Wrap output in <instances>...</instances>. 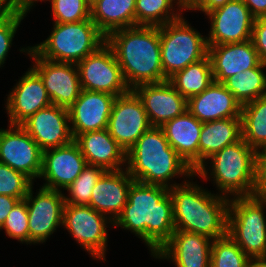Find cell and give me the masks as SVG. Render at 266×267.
I'll return each instance as SVG.
<instances>
[{
	"instance_id": "cell-25",
	"label": "cell",
	"mask_w": 266,
	"mask_h": 267,
	"mask_svg": "<svg viewBox=\"0 0 266 267\" xmlns=\"http://www.w3.org/2000/svg\"><path fill=\"white\" fill-rule=\"evenodd\" d=\"M203 123L188 110L161 128L170 146L196 171L199 168V139Z\"/></svg>"
},
{
	"instance_id": "cell-31",
	"label": "cell",
	"mask_w": 266,
	"mask_h": 267,
	"mask_svg": "<svg viewBox=\"0 0 266 267\" xmlns=\"http://www.w3.org/2000/svg\"><path fill=\"white\" fill-rule=\"evenodd\" d=\"M266 64L238 72L227 78L223 84L244 105L257 98L266 96V74L263 72Z\"/></svg>"
},
{
	"instance_id": "cell-47",
	"label": "cell",
	"mask_w": 266,
	"mask_h": 267,
	"mask_svg": "<svg viewBox=\"0 0 266 267\" xmlns=\"http://www.w3.org/2000/svg\"><path fill=\"white\" fill-rule=\"evenodd\" d=\"M233 0H216V8L224 6L227 2H230Z\"/></svg>"
},
{
	"instance_id": "cell-13",
	"label": "cell",
	"mask_w": 266,
	"mask_h": 267,
	"mask_svg": "<svg viewBox=\"0 0 266 267\" xmlns=\"http://www.w3.org/2000/svg\"><path fill=\"white\" fill-rule=\"evenodd\" d=\"M33 196V186L24 198L28 211L29 244L46 242L56 228L63 224L65 205L62 191L40 187Z\"/></svg>"
},
{
	"instance_id": "cell-28",
	"label": "cell",
	"mask_w": 266,
	"mask_h": 267,
	"mask_svg": "<svg viewBox=\"0 0 266 267\" xmlns=\"http://www.w3.org/2000/svg\"><path fill=\"white\" fill-rule=\"evenodd\" d=\"M136 0H98L91 7V20L107 37L111 32L135 26Z\"/></svg>"
},
{
	"instance_id": "cell-27",
	"label": "cell",
	"mask_w": 266,
	"mask_h": 267,
	"mask_svg": "<svg viewBox=\"0 0 266 267\" xmlns=\"http://www.w3.org/2000/svg\"><path fill=\"white\" fill-rule=\"evenodd\" d=\"M241 138V117L203 123L199 139V168H207L209 157Z\"/></svg>"
},
{
	"instance_id": "cell-37",
	"label": "cell",
	"mask_w": 266,
	"mask_h": 267,
	"mask_svg": "<svg viewBox=\"0 0 266 267\" xmlns=\"http://www.w3.org/2000/svg\"><path fill=\"white\" fill-rule=\"evenodd\" d=\"M5 230L8 237L29 244L28 211L26 201L19 200L6 218L0 230Z\"/></svg>"
},
{
	"instance_id": "cell-40",
	"label": "cell",
	"mask_w": 266,
	"mask_h": 267,
	"mask_svg": "<svg viewBox=\"0 0 266 267\" xmlns=\"http://www.w3.org/2000/svg\"><path fill=\"white\" fill-rule=\"evenodd\" d=\"M255 195L266 198V147L257 151Z\"/></svg>"
},
{
	"instance_id": "cell-24",
	"label": "cell",
	"mask_w": 266,
	"mask_h": 267,
	"mask_svg": "<svg viewBox=\"0 0 266 267\" xmlns=\"http://www.w3.org/2000/svg\"><path fill=\"white\" fill-rule=\"evenodd\" d=\"M215 82L223 83L238 72L255 68L260 63L258 52L250 40L239 43L208 45Z\"/></svg>"
},
{
	"instance_id": "cell-17",
	"label": "cell",
	"mask_w": 266,
	"mask_h": 267,
	"mask_svg": "<svg viewBox=\"0 0 266 267\" xmlns=\"http://www.w3.org/2000/svg\"><path fill=\"white\" fill-rule=\"evenodd\" d=\"M20 126L43 151L65 146L74 140L68 109L55 104L40 109Z\"/></svg>"
},
{
	"instance_id": "cell-6",
	"label": "cell",
	"mask_w": 266,
	"mask_h": 267,
	"mask_svg": "<svg viewBox=\"0 0 266 267\" xmlns=\"http://www.w3.org/2000/svg\"><path fill=\"white\" fill-rule=\"evenodd\" d=\"M106 43V36L92 20L53 23L47 39L31 48L46 60L78 64Z\"/></svg>"
},
{
	"instance_id": "cell-43",
	"label": "cell",
	"mask_w": 266,
	"mask_h": 267,
	"mask_svg": "<svg viewBox=\"0 0 266 267\" xmlns=\"http://www.w3.org/2000/svg\"><path fill=\"white\" fill-rule=\"evenodd\" d=\"M250 10L252 16L266 18V0H242Z\"/></svg>"
},
{
	"instance_id": "cell-19",
	"label": "cell",
	"mask_w": 266,
	"mask_h": 267,
	"mask_svg": "<svg viewBox=\"0 0 266 267\" xmlns=\"http://www.w3.org/2000/svg\"><path fill=\"white\" fill-rule=\"evenodd\" d=\"M20 78L6 99L10 125H21L37 111L52 104L42 79L32 68Z\"/></svg>"
},
{
	"instance_id": "cell-1",
	"label": "cell",
	"mask_w": 266,
	"mask_h": 267,
	"mask_svg": "<svg viewBox=\"0 0 266 267\" xmlns=\"http://www.w3.org/2000/svg\"><path fill=\"white\" fill-rule=\"evenodd\" d=\"M113 226L133 232L154 255L175 232L169 188L133 181L128 202Z\"/></svg>"
},
{
	"instance_id": "cell-15",
	"label": "cell",
	"mask_w": 266,
	"mask_h": 267,
	"mask_svg": "<svg viewBox=\"0 0 266 267\" xmlns=\"http://www.w3.org/2000/svg\"><path fill=\"white\" fill-rule=\"evenodd\" d=\"M211 28L208 45L245 42L251 39L255 18L242 0L227 2L206 14Z\"/></svg>"
},
{
	"instance_id": "cell-11",
	"label": "cell",
	"mask_w": 266,
	"mask_h": 267,
	"mask_svg": "<svg viewBox=\"0 0 266 267\" xmlns=\"http://www.w3.org/2000/svg\"><path fill=\"white\" fill-rule=\"evenodd\" d=\"M80 85L88 91L106 92L114 96L127 93V86L113 49L105 43L77 64Z\"/></svg>"
},
{
	"instance_id": "cell-48",
	"label": "cell",
	"mask_w": 266,
	"mask_h": 267,
	"mask_svg": "<svg viewBox=\"0 0 266 267\" xmlns=\"http://www.w3.org/2000/svg\"><path fill=\"white\" fill-rule=\"evenodd\" d=\"M98 0H85V2L89 5L91 8Z\"/></svg>"
},
{
	"instance_id": "cell-30",
	"label": "cell",
	"mask_w": 266,
	"mask_h": 267,
	"mask_svg": "<svg viewBox=\"0 0 266 267\" xmlns=\"http://www.w3.org/2000/svg\"><path fill=\"white\" fill-rule=\"evenodd\" d=\"M242 139L256 152L266 147V96L242 105Z\"/></svg>"
},
{
	"instance_id": "cell-3",
	"label": "cell",
	"mask_w": 266,
	"mask_h": 267,
	"mask_svg": "<svg viewBox=\"0 0 266 267\" xmlns=\"http://www.w3.org/2000/svg\"><path fill=\"white\" fill-rule=\"evenodd\" d=\"M182 183L169 189L175 230L203 234L211 239L227 235L230 198L213 194L187 178Z\"/></svg>"
},
{
	"instance_id": "cell-8",
	"label": "cell",
	"mask_w": 266,
	"mask_h": 267,
	"mask_svg": "<svg viewBox=\"0 0 266 267\" xmlns=\"http://www.w3.org/2000/svg\"><path fill=\"white\" fill-rule=\"evenodd\" d=\"M161 63L168 79L208 55L207 38L181 16L160 26Z\"/></svg>"
},
{
	"instance_id": "cell-7",
	"label": "cell",
	"mask_w": 266,
	"mask_h": 267,
	"mask_svg": "<svg viewBox=\"0 0 266 267\" xmlns=\"http://www.w3.org/2000/svg\"><path fill=\"white\" fill-rule=\"evenodd\" d=\"M266 198L232 197L229 200L227 234L250 257H266Z\"/></svg>"
},
{
	"instance_id": "cell-9",
	"label": "cell",
	"mask_w": 266,
	"mask_h": 267,
	"mask_svg": "<svg viewBox=\"0 0 266 267\" xmlns=\"http://www.w3.org/2000/svg\"><path fill=\"white\" fill-rule=\"evenodd\" d=\"M109 223L113 225L108 217L89 205H64L62 226L93 259L106 261Z\"/></svg>"
},
{
	"instance_id": "cell-34",
	"label": "cell",
	"mask_w": 266,
	"mask_h": 267,
	"mask_svg": "<svg viewBox=\"0 0 266 267\" xmlns=\"http://www.w3.org/2000/svg\"><path fill=\"white\" fill-rule=\"evenodd\" d=\"M106 170L98 165L87 164L81 174L65 190V204L88 205L91 200L92 189Z\"/></svg>"
},
{
	"instance_id": "cell-16",
	"label": "cell",
	"mask_w": 266,
	"mask_h": 267,
	"mask_svg": "<svg viewBox=\"0 0 266 267\" xmlns=\"http://www.w3.org/2000/svg\"><path fill=\"white\" fill-rule=\"evenodd\" d=\"M87 165L79 145L71 143L43 151L42 171L39 177L46 181L42 187L61 191L81 174Z\"/></svg>"
},
{
	"instance_id": "cell-33",
	"label": "cell",
	"mask_w": 266,
	"mask_h": 267,
	"mask_svg": "<svg viewBox=\"0 0 266 267\" xmlns=\"http://www.w3.org/2000/svg\"><path fill=\"white\" fill-rule=\"evenodd\" d=\"M250 259L228 234L213 239L210 267H249Z\"/></svg>"
},
{
	"instance_id": "cell-2",
	"label": "cell",
	"mask_w": 266,
	"mask_h": 267,
	"mask_svg": "<svg viewBox=\"0 0 266 267\" xmlns=\"http://www.w3.org/2000/svg\"><path fill=\"white\" fill-rule=\"evenodd\" d=\"M123 78L130 89L168 80L161 63L160 27L134 26L118 29L106 37Z\"/></svg>"
},
{
	"instance_id": "cell-21",
	"label": "cell",
	"mask_w": 266,
	"mask_h": 267,
	"mask_svg": "<svg viewBox=\"0 0 266 267\" xmlns=\"http://www.w3.org/2000/svg\"><path fill=\"white\" fill-rule=\"evenodd\" d=\"M140 97L151 126L161 127L187 110V99L166 80L133 89Z\"/></svg>"
},
{
	"instance_id": "cell-10",
	"label": "cell",
	"mask_w": 266,
	"mask_h": 267,
	"mask_svg": "<svg viewBox=\"0 0 266 267\" xmlns=\"http://www.w3.org/2000/svg\"><path fill=\"white\" fill-rule=\"evenodd\" d=\"M35 61L32 69L40 76L52 104L68 109L82 90L77 64L40 57L30 46L21 48Z\"/></svg>"
},
{
	"instance_id": "cell-35",
	"label": "cell",
	"mask_w": 266,
	"mask_h": 267,
	"mask_svg": "<svg viewBox=\"0 0 266 267\" xmlns=\"http://www.w3.org/2000/svg\"><path fill=\"white\" fill-rule=\"evenodd\" d=\"M33 185L24 173L0 162V194L23 200Z\"/></svg>"
},
{
	"instance_id": "cell-42",
	"label": "cell",
	"mask_w": 266,
	"mask_h": 267,
	"mask_svg": "<svg viewBox=\"0 0 266 267\" xmlns=\"http://www.w3.org/2000/svg\"><path fill=\"white\" fill-rule=\"evenodd\" d=\"M18 201V198L0 194V228Z\"/></svg>"
},
{
	"instance_id": "cell-39",
	"label": "cell",
	"mask_w": 266,
	"mask_h": 267,
	"mask_svg": "<svg viewBox=\"0 0 266 267\" xmlns=\"http://www.w3.org/2000/svg\"><path fill=\"white\" fill-rule=\"evenodd\" d=\"M251 41L258 52L261 62L266 64V18L255 19Z\"/></svg>"
},
{
	"instance_id": "cell-46",
	"label": "cell",
	"mask_w": 266,
	"mask_h": 267,
	"mask_svg": "<svg viewBox=\"0 0 266 267\" xmlns=\"http://www.w3.org/2000/svg\"><path fill=\"white\" fill-rule=\"evenodd\" d=\"M249 267H266V257L251 258Z\"/></svg>"
},
{
	"instance_id": "cell-18",
	"label": "cell",
	"mask_w": 266,
	"mask_h": 267,
	"mask_svg": "<svg viewBox=\"0 0 266 267\" xmlns=\"http://www.w3.org/2000/svg\"><path fill=\"white\" fill-rule=\"evenodd\" d=\"M115 98L106 92L82 89L78 99L68 108L73 139L88 131L107 129Z\"/></svg>"
},
{
	"instance_id": "cell-45",
	"label": "cell",
	"mask_w": 266,
	"mask_h": 267,
	"mask_svg": "<svg viewBox=\"0 0 266 267\" xmlns=\"http://www.w3.org/2000/svg\"><path fill=\"white\" fill-rule=\"evenodd\" d=\"M13 12L12 0H0V22L7 19Z\"/></svg>"
},
{
	"instance_id": "cell-14",
	"label": "cell",
	"mask_w": 266,
	"mask_h": 267,
	"mask_svg": "<svg viewBox=\"0 0 266 267\" xmlns=\"http://www.w3.org/2000/svg\"><path fill=\"white\" fill-rule=\"evenodd\" d=\"M43 150L20 126L0 129V162L24 173L33 182L42 171Z\"/></svg>"
},
{
	"instance_id": "cell-41",
	"label": "cell",
	"mask_w": 266,
	"mask_h": 267,
	"mask_svg": "<svg viewBox=\"0 0 266 267\" xmlns=\"http://www.w3.org/2000/svg\"><path fill=\"white\" fill-rule=\"evenodd\" d=\"M183 10H198L205 13V15L216 9V0H180Z\"/></svg>"
},
{
	"instance_id": "cell-38",
	"label": "cell",
	"mask_w": 266,
	"mask_h": 267,
	"mask_svg": "<svg viewBox=\"0 0 266 267\" xmlns=\"http://www.w3.org/2000/svg\"><path fill=\"white\" fill-rule=\"evenodd\" d=\"M24 17L14 11L7 19L0 22V67H3L6 61L17 28Z\"/></svg>"
},
{
	"instance_id": "cell-44",
	"label": "cell",
	"mask_w": 266,
	"mask_h": 267,
	"mask_svg": "<svg viewBox=\"0 0 266 267\" xmlns=\"http://www.w3.org/2000/svg\"><path fill=\"white\" fill-rule=\"evenodd\" d=\"M36 1L42 2L44 0H12L13 10L19 15L26 16L28 11H31L30 9H32L33 5L35 6L34 3H36ZM47 1L50 2V0Z\"/></svg>"
},
{
	"instance_id": "cell-23",
	"label": "cell",
	"mask_w": 266,
	"mask_h": 267,
	"mask_svg": "<svg viewBox=\"0 0 266 267\" xmlns=\"http://www.w3.org/2000/svg\"><path fill=\"white\" fill-rule=\"evenodd\" d=\"M187 110L202 123L241 117L242 105L223 83L213 81L202 93L187 99Z\"/></svg>"
},
{
	"instance_id": "cell-32",
	"label": "cell",
	"mask_w": 266,
	"mask_h": 267,
	"mask_svg": "<svg viewBox=\"0 0 266 267\" xmlns=\"http://www.w3.org/2000/svg\"><path fill=\"white\" fill-rule=\"evenodd\" d=\"M173 5H176L180 12L175 10ZM182 11L180 0H136L135 26L160 27L179 19Z\"/></svg>"
},
{
	"instance_id": "cell-20",
	"label": "cell",
	"mask_w": 266,
	"mask_h": 267,
	"mask_svg": "<svg viewBox=\"0 0 266 267\" xmlns=\"http://www.w3.org/2000/svg\"><path fill=\"white\" fill-rule=\"evenodd\" d=\"M212 242L203 234L175 230L153 257L171 259L176 267H210Z\"/></svg>"
},
{
	"instance_id": "cell-5",
	"label": "cell",
	"mask_w": 266,
	"mask_h": 267,
	"mask_svg": "<svg viewBox=\"0 0 266 267\" xmlns=\"http://www.w3.org/2000/svg\"><path fill=\"white\" fill-rule=\"evenodd\" d=\"M208 161L210 174L208 169L198 168L195 175L213 178L219 194L228 198L255 195L257 152L242 138L214 153Z\"/></svg>"
},
{
	"instance_id": "cell-26",
	"label": "cell",
	"mask_w": 266,
	"mask_h": 267,
	"mask_svg": "<svg viewBox=\"0 0 266 267\" xmlns=\"http://www.w3.org/2000/svg\"><path fill=\"white\" fill-rule=\"evenodd\" d=\"M74 141L87 164L98 165L105 170H120L126 166V152L111 137L108 129L82 133Z\"/></svg>"
},
{
	"instance_id": "cell-4",
	"label": "cell",
	"mask_w": 266,
	"mask_h": 267,
	"mask_svg": "<svg viewBox=\"0 0 266 267\" xmlns=\"http://www.w3.org/2000/svg\"><path fill=\"white\" fill-rule=\"evenodd\" d=\"M134 181L167 188L172 178L196 176L178 153L170 146L161 127L151 126L126 152V166Z\"/></svg>"
},
{
	"instance_id": "cell-29",
	"label": "cell",
	"mask_w": 266,
	"mask_h": 267,
	"mask_svg": "<svg viewBox=\"0 0 266 267\" xmlns=\"http://www.w3.org/2000/svg\"><path fill=\"white\" fill-rule=\"evenodd\" d=\"M171 85L186 99L202 93L214 81L210 57L188 65L168 78Z\"/></svg>"
},
{
	"instance_id": "cell-36",
	"label": "cell",
	"mask_w": 266,
	"mask_h": 267,
	"mask_svg": "<svg viewBox=\"0 0 266 267\" xmlns=\"http://www.w3.org/2000/svg\"><path fill=\"white\" fill-rule=\"evenodd\" d=\"M54 23L91 20V8L85 0H50Z\"/></svg>"
},
{
	"instance_id": "cell-22",
	"label": "cell",
	"mask_w": 266,
	"mask_h": 267,
	"mask_svg": "<svg viewBox=\"0 0 266 267\" xmlns=\"http://www.w3.org/2000/svg\"><path fill=\"white\" fill-rule=\"evenodd\" d=\"M133 181L125 168L106 170L92 189L88 205L114 222L128 202Z\"/></svg>"
},
{
	"instance_id": "cell-12",
	"label": "cell",
	"mask_w": 266,
	"mask_h": 267,
	"mask_svg": "<svg viewBox=\"0 0 266 267\" xmlns=\"http://www.w3.org/2000/svg\"><path fill=\"white\" fill-rule=\"evenodd\" d=\"M151 127L144 105L130 89L115 98L108 122L111 137L127 152Z\"/></svg>"
}]
</instances>
